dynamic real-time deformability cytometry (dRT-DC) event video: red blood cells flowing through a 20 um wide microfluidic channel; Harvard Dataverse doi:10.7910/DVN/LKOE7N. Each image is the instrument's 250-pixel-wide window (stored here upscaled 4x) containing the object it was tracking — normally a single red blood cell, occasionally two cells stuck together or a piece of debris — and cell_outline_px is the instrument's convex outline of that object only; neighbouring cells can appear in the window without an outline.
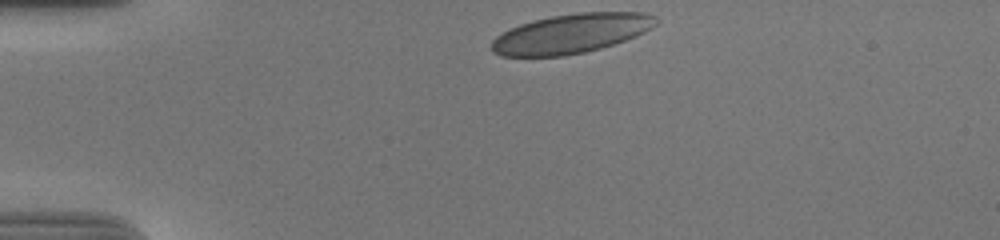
{"species": "human", "species_latin": "Homo sapiens", "temperature_condition": "cold", "stored_images_in_passage": 36, "camera_frame_rate_fps": 3000, "um_per_image_px": 0.085, "donor": {"sex": "male"}, "frame": {"image": 1, "passage_image": 1, "time_ms": 0.0, "image_size_px": [1000, 240], "cell_outline_px": [[660, 20], [652, 28], [636, 36], [600, 48], [584, 52], [564, 56], [500, 56], [492, 52], [492, 40], [496, 36], [520, 24], [532, 20], [552, 16], [580, 12], [644, 12], [656, 16]], "centroid_in_image_um": [48.57, 2.84], "position_along_channel_um": 36.4, "area_um2": 37.69}}
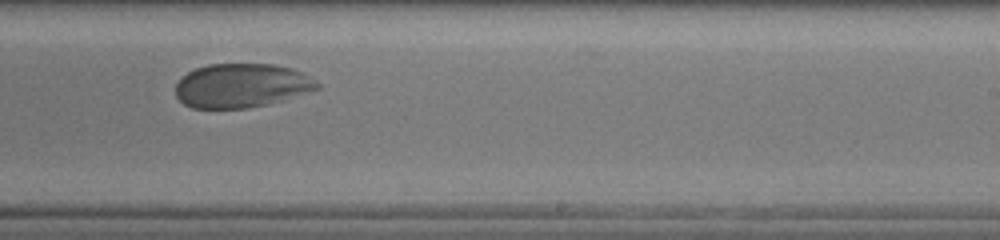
{"frame": {"image": 2, "passage_image": 25, "time_ms": 8.0, "image_size_px": [1000, 240], "cell_outline_px": [[320, 88], [268, 104], [248, 108], [192, 108], [184, 104], [176, 96], [176, 84], [188, 72], [196, 68], [208, 64], [272, 64], [292, 68], [308, 76], [320, 84]], "centroid_in_image_um": [20.51, 7.27], "position_along_channel_um": 268.5, "area_um2": 36.07}}
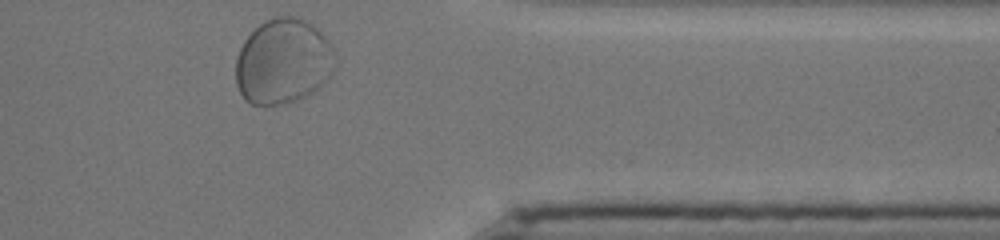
{"frame": {"image": 3, "passage_image": 36, "time_ms": 11.667, "image_size_px": [1000, 240], "cell_outline_px": [[332, 48], [328, 80], [324, 84], [312, 92], [296, 100], [284, 104], [252, 104], [244, 100], [236, 84], [236, 60], [240, 48], [244, 40], [264, 20], [276, 16], [300, 16], [308, 20], [328, 40]], "centroid_in_image_um": [24.01, 5.21], "position_along_channel_um": 387.4, "area_um2": 48.9}, "authors_computed_cell_mechanics": {"area_um2": 37.3966, "velocity_mm_per_s": 3.5387, "shape_relaxation_time_tau1_ms": 4.0691, "shape_relaxation_time_tau2_ms": null, "deformation_change_tau1": 0.1448, "deformation_change_tau2": null}}